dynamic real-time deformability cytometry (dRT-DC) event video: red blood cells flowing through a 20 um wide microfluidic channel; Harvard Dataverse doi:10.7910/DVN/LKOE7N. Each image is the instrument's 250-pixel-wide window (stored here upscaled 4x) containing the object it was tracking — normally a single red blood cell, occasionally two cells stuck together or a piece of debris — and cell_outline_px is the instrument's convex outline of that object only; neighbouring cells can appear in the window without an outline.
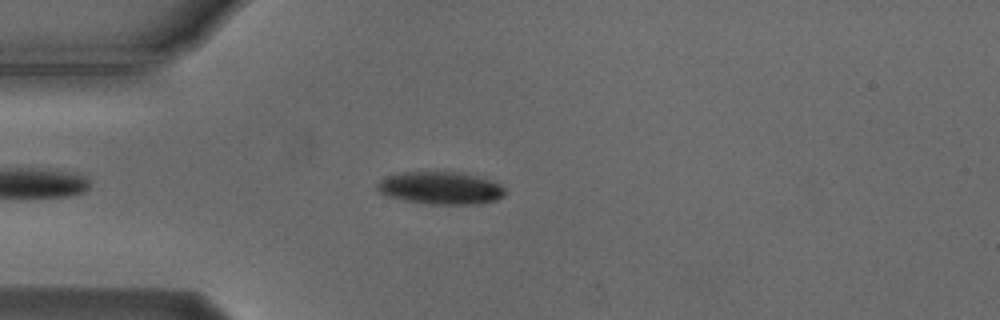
{"species": "Egyptian fruit bat (a non-hibernating species)", "species_latin": "Rousettus aegyptiacus", "temperature_condition": "cold", "stored_images_in_passage": 47, "camera_frame_rate_fps": 3000, "um_per_image_px": 0.085, "animal": {"sex": "male"}, "frame": {"image": 1, "passage_image": 7, "time_ms": 2.0, "image_size_px": [1000, 320], "cell_outline_px": [[504, 196], [496, 200], [480, 204], [432, 204], [404, 200], [388, 196], [380, 192], [376, 188], [376, 184], [380, 180], [388, 176], [404, 172], [460, 172], [488, 180], [500, 184], [504, 188]], "centroid_in_image_um": [37.44, 15.99], "position_along_channel_um": 47.6, "area_um2": 23.99}}
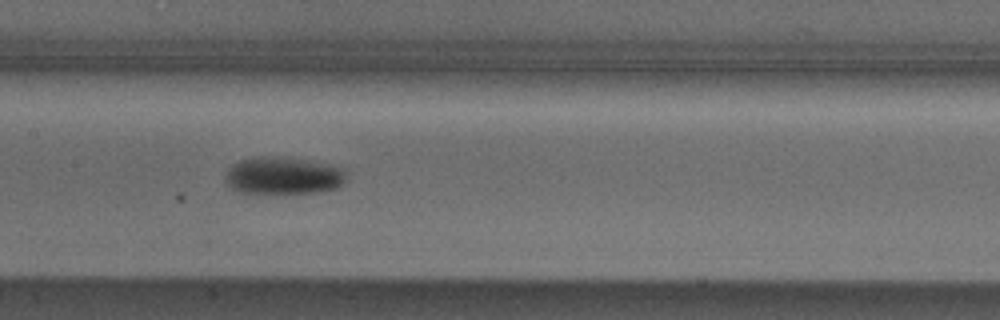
{"frame": {"image": 2, "passage_image": 19, "time_ms": 6.0, "image_size_px": [1000, 320], "cell_outline_px": [[348, 180], [336, 188], [316, 192], [240, 192], [232, 188], [224, 180], [224, 176], [228, 168], [232, 164], [240, 160], [256, 156], [264, 156], [304, 160], [328, 164], [344, 168], [348, 172]], "centroid_in_image_um": [24.1, 14.92], "position_along_channel_um": 183.3, "area_um2": 26.18}}
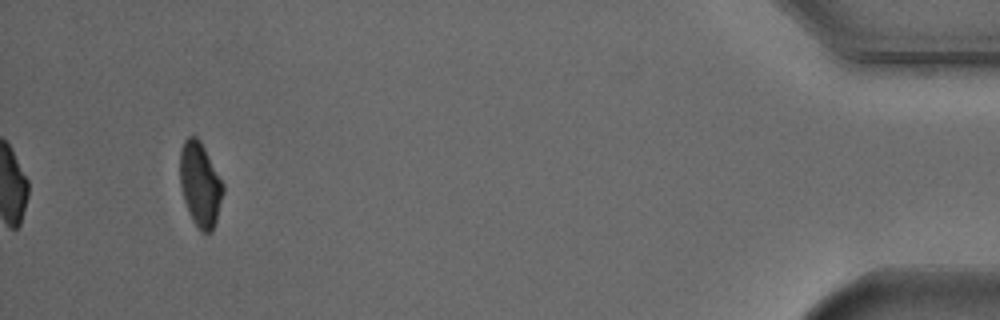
{"frame": {"image": 3, "passage_image": 44, "time_ms": 14.333, "image_size_px": [1000, 320], "cell_outline_px": [[224, 192], [216, 220], [212, 232], [200, 232], [188, 212], [184, 200], [180, 184], [180, 148], [184, 140], [188, 136], [196, 136], [200, 140], [224, 184]], "centroid_in_image_um": [17.01, 15.67], "position_along_channel_um": 418.2, "area_um2": 21.21}, "authors_computed_cell_mechanics": {"area_um2": 23.6402, "velocity_mm_per_s": 3.7521, "shape_relaxation_time_tau1_ms": 3.7992, "shape_relaxation_time_tau2_ms": null, "deformation_change_tau1": 0.1069, "deformation_change_tau2": null}}